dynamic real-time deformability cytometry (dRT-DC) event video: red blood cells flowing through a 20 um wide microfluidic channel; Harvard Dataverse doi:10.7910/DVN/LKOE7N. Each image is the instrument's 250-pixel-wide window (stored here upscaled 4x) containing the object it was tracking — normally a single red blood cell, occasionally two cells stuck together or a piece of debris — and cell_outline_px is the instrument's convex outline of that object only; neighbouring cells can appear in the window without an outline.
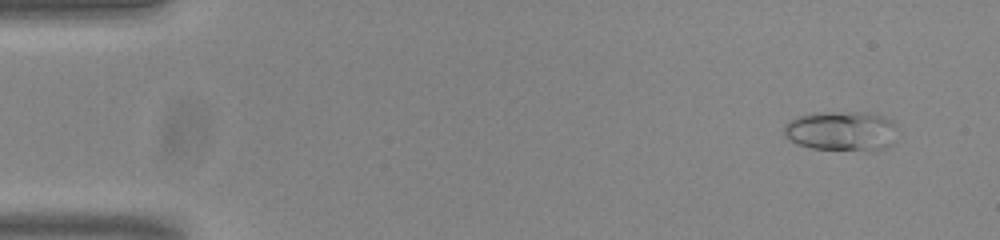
{"species": "common noctule bat (a hibernating species)", "species_latin": "Nyctalus noctula", "temperature_condition": "room temperature", "stored_images_in_passage": 5, "camera_frame_rate_fps": 3000, "um_per_image_px": 0.085, "animal": {"sex": "male", "body_mass_g": 20.0, "forearm_length_mm": 53.3}, "frame": {"image": 1, "passage_image": 4, "time_ms": 1.0, "image_size_px": [1000, 240], "cell_outline_px": [[892, 144], [884, 148], [868, 152], [812, 148], [796, 144], [784, 136], [784, 124], [788, 120], [796, 116], [816, 112], [864, 112], [880, 116], [892, 120]], "centroid_in_image_um": [71.43, 11.15], "position_along_channel_um": 13.6, "area_um2": 26.41}}